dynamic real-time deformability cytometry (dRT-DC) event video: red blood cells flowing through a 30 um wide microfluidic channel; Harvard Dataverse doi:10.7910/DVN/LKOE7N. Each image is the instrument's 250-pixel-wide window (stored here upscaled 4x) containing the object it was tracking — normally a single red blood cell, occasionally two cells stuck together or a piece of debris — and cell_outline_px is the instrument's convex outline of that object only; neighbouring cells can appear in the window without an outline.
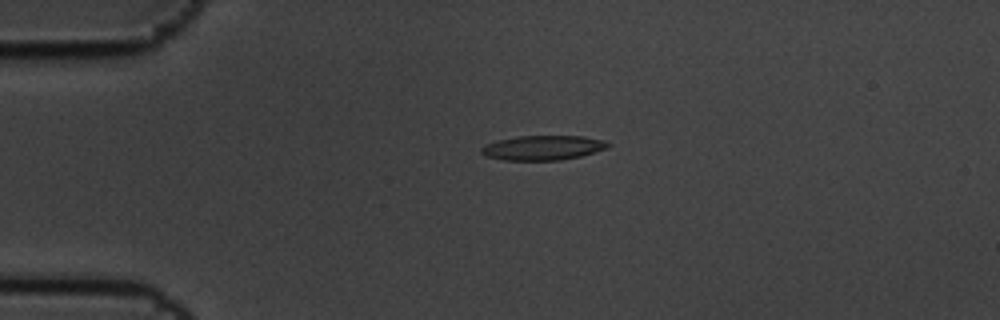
{"species": "common noctule bat (a hibernating species)", "species_latin": "Nyctalus noctula", "temperature_condition": "cold", "stored_images_in_passage": 4, "camera_frame_rate_fps": 3000, "um_per_image_px": 0.085, "animal": {"sex": "male", "body_mass_g": 19.5, "forearm_length_mm": 54.6}, "frame": {"image": 1, "passage_image": 3, "time_ms": 0.667, "image_size_px": [1000, 320], "cell_outline_px": [[612, 144], [608, 148], [580, 156], [560, 160], [504, 160], [488, 156], [480, 152], [480, 148], [484, 144], [516, 136], [584, 136], [604, 140]], "centroid_in_image_um": [46.17, 12.55], "position_along_channel_um": 38.8, "area_um2": 18.15}}